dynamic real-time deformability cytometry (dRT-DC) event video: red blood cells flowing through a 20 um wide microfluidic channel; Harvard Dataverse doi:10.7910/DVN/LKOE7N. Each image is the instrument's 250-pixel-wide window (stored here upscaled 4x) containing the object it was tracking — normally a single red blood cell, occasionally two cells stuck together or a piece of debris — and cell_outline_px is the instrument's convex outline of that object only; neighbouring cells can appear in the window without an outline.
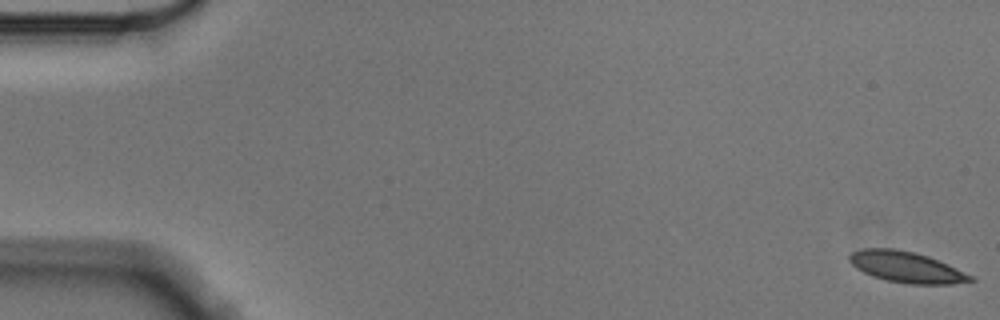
{"species": "Egyptian fruit bat (a non-hibernating species)", "species_latin": "Rousettus aegyptiacus", "temperature_condition": "cold", "stored_images_in_passage": 57, "camera_frame_rate_fps": 3000, "um_per_image_px": 0.085, "animal": {"sex": "male"}, "frame": {"image": 1, "passage_image": 1, "time_ms": 0.0, "image_size_px": [1000, 320], "cell_outline_px": [[976, 280], [952, 284], [908, 284], [888, 280], [872, 276], [856, 268], [848, 260], [848, 256], [852, 252], [864, 248], [896, 248], [928, 256], [948, 264], [972, 276]], "centroid_in_image_um": [77.02, 22.7], "position_along_channel_um": 8.0, "area_um2": 21.73}}
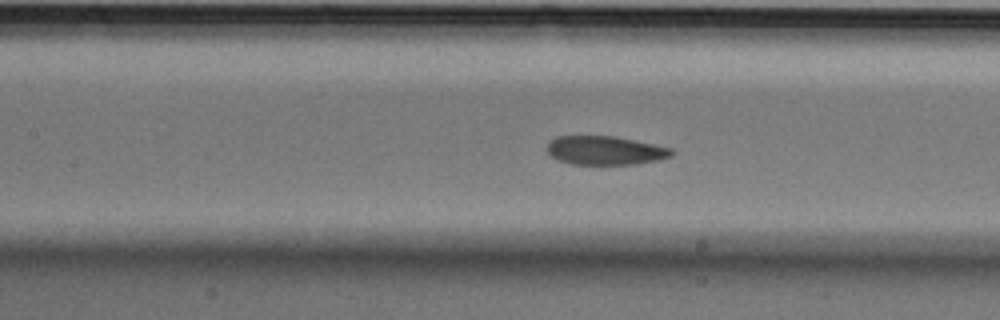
{"frame": {"image": 2, "passage_image": 26, "time_ms": 8.333, "image_size_px": [1000, 320], "cell_outline_px": [[676, 152], [672, 156], [660, 160], [636, 164], [572, 164], [556, 160], [548, 152], [548, 140], [556, 136], [616, 136], [672, 148]], "centroid_in_image_um": [51.46, 12.78], "position_along_channel_um": 155.9, "area_um2": 21.1}}
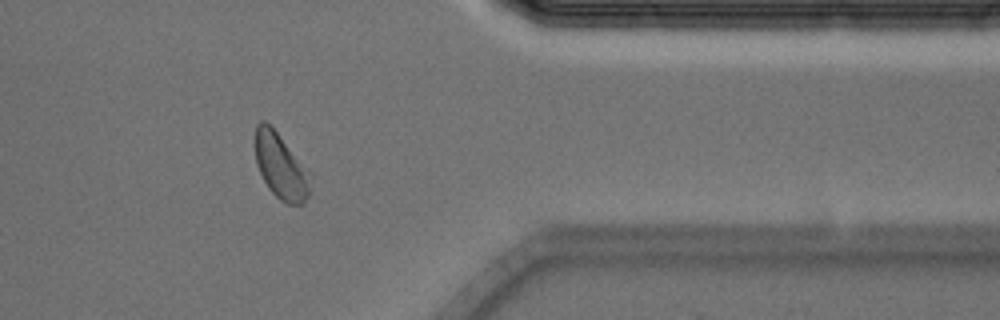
{"frame": {"image": 3, "passage_image": 47, "time_ms": 15.333, "image_size_px": [1000, 320], "cell_outline_px": [[312, 176], [308, 196], [300, 204], [288, 204], [280, 200], [268, 188], [256, 164], [252, 144], [256, 124], [260, 120], [264, 120], [276, 132], [312, 172]], "centroid_in_image_um": [23.84, 14.1], "position_along_channel_um": 387.6, "area_um2": 21.5}, "authors_computed_cell_mechanics": {"area_um2": 22.0218, "velocity_mm_per_s": 3.5129, "shape_relaxation_time_tau1_ms": 3.871, "shape_relaxation_time_tau2_ms": 2.1301, "deformation_change_tau1": 0.1045, "deformation_change_tau2": 0.0363}}